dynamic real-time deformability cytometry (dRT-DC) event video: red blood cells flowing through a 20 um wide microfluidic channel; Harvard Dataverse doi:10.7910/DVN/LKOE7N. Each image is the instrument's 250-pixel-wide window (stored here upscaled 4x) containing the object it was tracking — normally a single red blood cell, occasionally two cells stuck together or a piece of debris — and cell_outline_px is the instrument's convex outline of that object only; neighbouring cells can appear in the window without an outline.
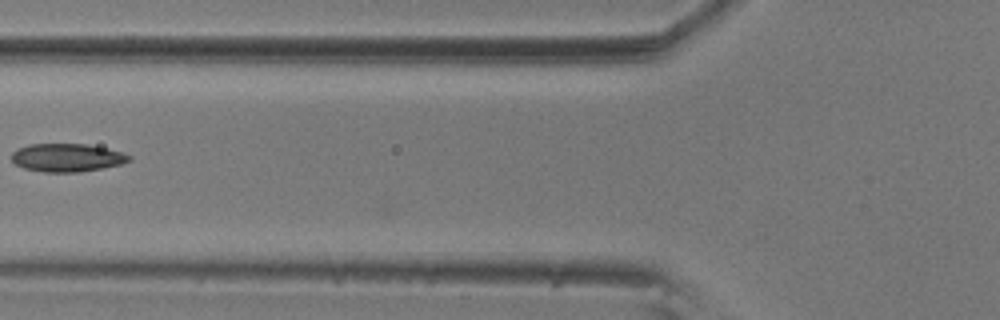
{"species": "common noctule bat (a hibernating species)", "species_latin": "Nyctalus noctula", "temperature_condition": "room temperature", "stored_images_in_passage": 4, "camera_frame_rate_fps": 3000, "um_per_image_px": 0.085, "animal": {"sex": "male", "body_mass_g": 20.5, "forearm_length_mm": 52.5}, "frame": {"image": 1, "passage_image": 3, "time_ms": 0.667, "image_size_px": [1000, 320], "cell_outline_px": [[132, 160], [120, 164], [80, 172], [44, 172], [24, 168], [16, 164], [12, 160], [12, 152], [28, 144], [88, 144], [124, 152], [132, 156]], "centroid_in_image_um": [5.73, 13.39], "position_along_channel_um": 120.1, "area_um2": 19.25}}
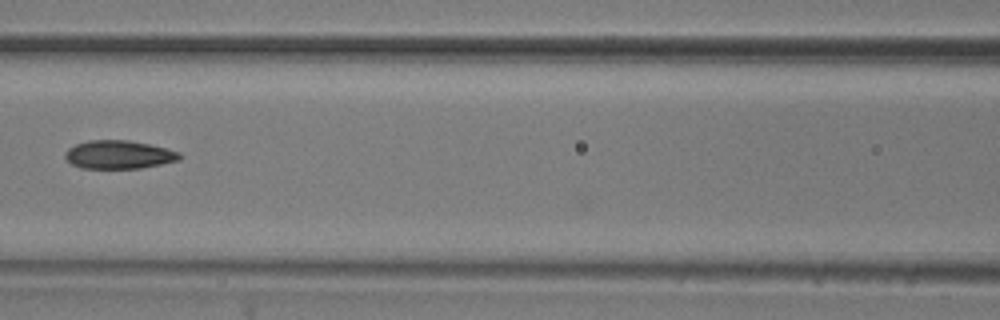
{"frame": {"image": 2, "passage_image": 4, "time_ms": 1.0, "image_size_px": [1000, 320], "cell_outline_px": [[184, 156], [180, 160], [140, 168], [80, 168], [72, 164], [64, 156], [64, 152], [68, 148], [76, 144], [88, 140], [128, 140], [148, 144], [180, 152]], "centroid_in_image_um": [10.09, 13.14], "position_along_channel_um": 156.5, "area_um2": 18.9}}